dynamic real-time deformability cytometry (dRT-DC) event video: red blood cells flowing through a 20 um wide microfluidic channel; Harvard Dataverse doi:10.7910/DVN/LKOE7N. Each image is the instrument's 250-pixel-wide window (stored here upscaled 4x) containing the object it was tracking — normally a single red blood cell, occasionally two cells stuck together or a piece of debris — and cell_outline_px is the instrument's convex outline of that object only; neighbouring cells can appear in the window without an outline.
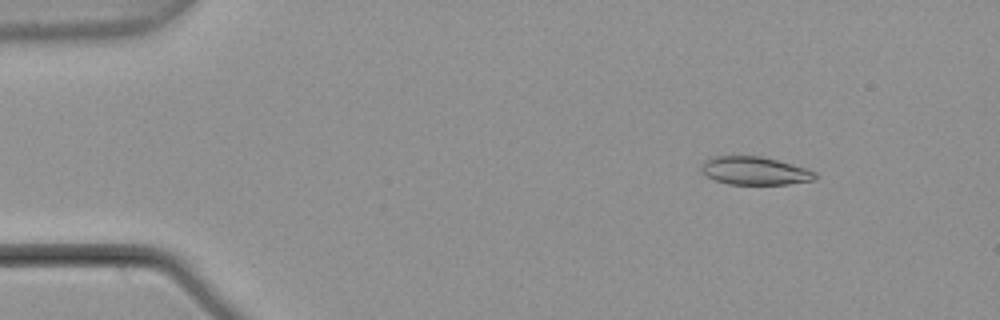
{"species": "common noctule bat (a hibernating species)", "species_latin": "Nyctalus noctula", "temperature_condition": "warm", "stored_images_in_passage": 2, "camera_frame_rate_fps": 3000, "um_per_image_px": 0.085, "animal": {"sex": "male", "body_mass_g": 21.5, "forearm_length_mm": 52.0}, "frame": {"image": 1, "passage_image": 1, "time_ms": 0.0, "image_size_px": [1000, 320], "cell_outline_px": [[816, 180], [788, 184], [728, 184], [716, 180], [700, 172], [700, 164], [704, 160], [712, 156], [760, 156], [808, 168], [816, 172]], "centroid_in_image_um": [64.14, 14.51], "position_along_channel_um": 20.9, "area_um2": 18.79}}